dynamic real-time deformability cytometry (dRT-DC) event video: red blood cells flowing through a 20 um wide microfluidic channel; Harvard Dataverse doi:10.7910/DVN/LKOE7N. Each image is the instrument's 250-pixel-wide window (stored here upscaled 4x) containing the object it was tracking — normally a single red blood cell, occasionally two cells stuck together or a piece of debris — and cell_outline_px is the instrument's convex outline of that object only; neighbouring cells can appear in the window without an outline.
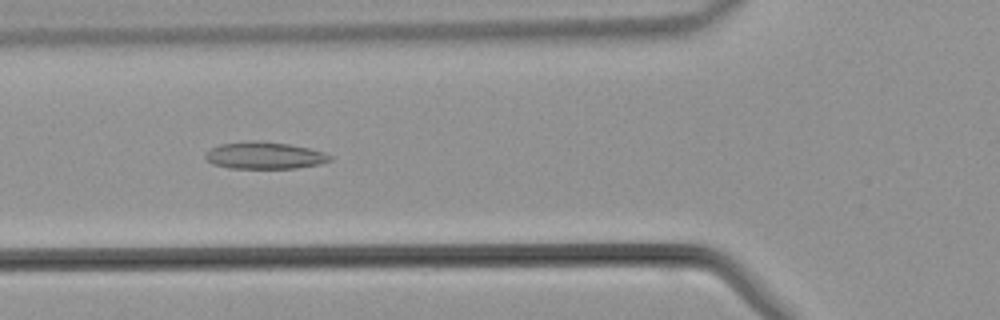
{"species": "common noctule bat (a hibernating species)", "species_latin": "Nyctalus noctula", "temperature_condition": "warm", "stored_images_in_passage": 36, "camera_frame_rate_fps": 3000, "um_per_image_px": 0.085, "animal": {"sex": "male", "body_mass_g": 21.5, "forearm_length_mm": 52.0}, "frame": {"image": 1, "passage_image": 10, "time_ms": 3.0, "image_size_px": [1000, 320], "cell_outline_px": [[332, 160], [320, 164], [296, 168], [228, 168], [212, 164], [204, 156], [212, 148], [220, 144], [248, 140], [256, 140], [288, 144], [308, 148], [324, 152], [332, 156]], "centroid_in_image_um": [22.49, 13.21], "position_along_channel_um": 103.3, "area_um2": 19.59}}
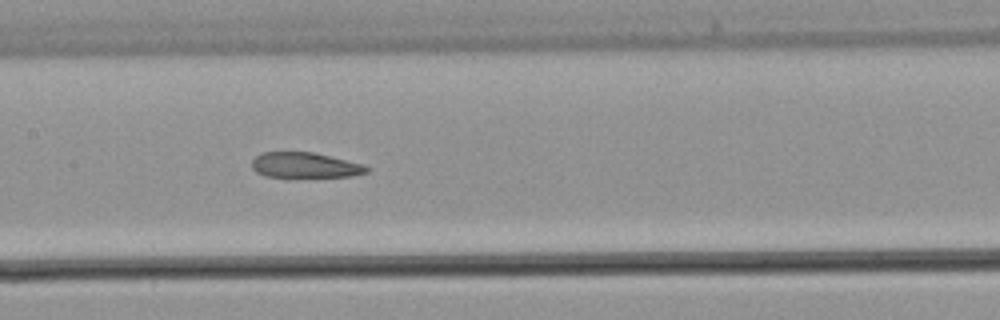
{"frame": {"image": 2, "passage_image": 15, "time_ms": 4.667, "image_size_px": [1000, 320], "cell_outline_px": [[368, 172], [348, 176], [264, 176], [256, 172], [252, 168], [252, 160], [256, 156], [264, 152], [312, 152], [364, 164], [368, 168]], "centroid_in_image_um": [25.89, 14.03], "position_along_channel_um": 181.5, "area_um2": 16.59}}
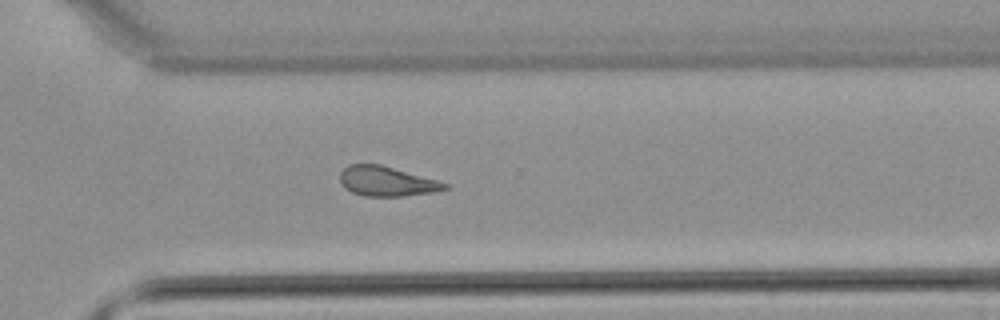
{"frame": {"image": 3, "passage_image": 25, "time_ms": 8.0, "image_size_px": [1000, 320], "cell_outline_px": [[448, 188], [436, 192], [404, 196], [364, 196], [352, 192], [344, 188], [340, 180], [340, 172], [348, 164], [380, 164], [436, 180], [448, 184]], "centroid_in_image_um": [32.84, 15.42], "position_along_channel_um": 337.8, "area_um2": 18.09}}